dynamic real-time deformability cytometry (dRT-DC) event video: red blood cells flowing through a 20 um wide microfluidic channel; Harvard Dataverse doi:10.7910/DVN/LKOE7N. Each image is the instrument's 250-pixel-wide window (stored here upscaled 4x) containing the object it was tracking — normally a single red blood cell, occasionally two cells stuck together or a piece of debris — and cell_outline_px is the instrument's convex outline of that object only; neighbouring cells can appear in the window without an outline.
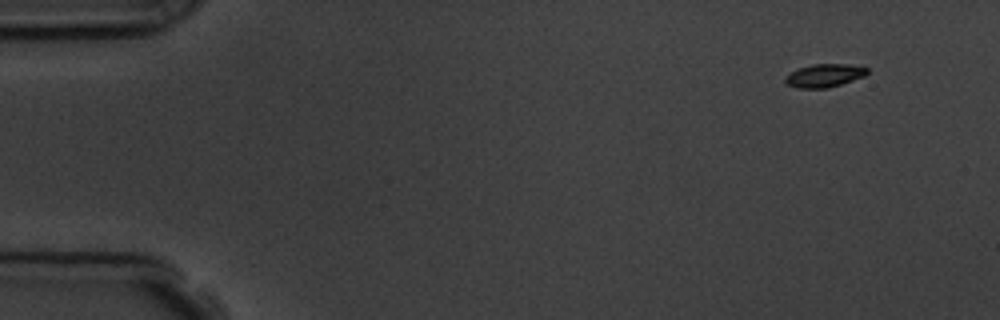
{"species": "common noctule bat (a hibernating species)", "species_latin": "Nyctalus noctula", "temperature_condition": "room temperature", "stored_images_in_passage": 4, "camera_frame_rate_fps": 3000, "um_per_image_px": 0.085, "animal": {"sex": "male", "body_mass_g": 19.5, "forearm_length_mm": 54.6}, "frame": {"image": 1, "passage_image": 1, "time_ms": 0.0, "image_size_px": [1000, 320], "cell_outline_px": [[868, 72], [864, 76], [828, 88], [796, 88], [788, 84], [784, 80], [784, 76], [800, 68], [812, 64], [848, 64], [868, 68]], "centroid_in_image_um": [70.06, 6.42], "position_along_channel_um": 14.9, "area_um2": 10.92}}